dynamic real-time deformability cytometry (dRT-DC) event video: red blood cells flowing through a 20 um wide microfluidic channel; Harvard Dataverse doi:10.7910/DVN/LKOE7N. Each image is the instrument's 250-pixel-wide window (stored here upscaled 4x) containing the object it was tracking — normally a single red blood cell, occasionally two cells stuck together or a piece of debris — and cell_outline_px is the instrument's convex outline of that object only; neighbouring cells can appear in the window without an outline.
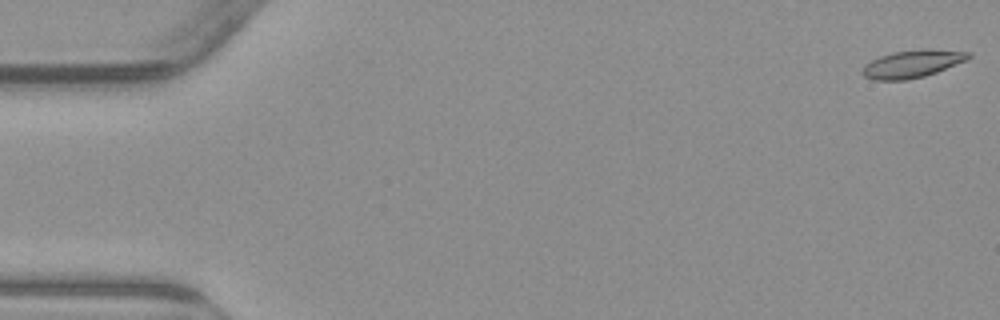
{"species": "common noctule bat (a hibernating species)", "species_latin": "Nyctalus noctula", "temperature_condition": "warm", "stored_images_in_passage": 50, "camera_frame_rate_fps": 3000, "um_per_image_px": 0.085, "animal": {"sex": "male", "body_mass_g": 23.1, "forearm_length_mm": 52.7}, "frame": {"image": 1, "passage_image": 1, "time_ms": 0.0, "image_size_px": [1000, 320], "cell_outline_px": [[972, 56], [968, 60], [936, 72], [924, 76], [908, 80], [872, 80], [864, 76], [860, 72], [864, 64], [880, 56], [892, 52], [920, 48], [928, 48], [972, 52]], "centroid_in_image_um": [77.56, 5.41], "position_along_channel_um": 7.4, "area_um2": 17.46}}
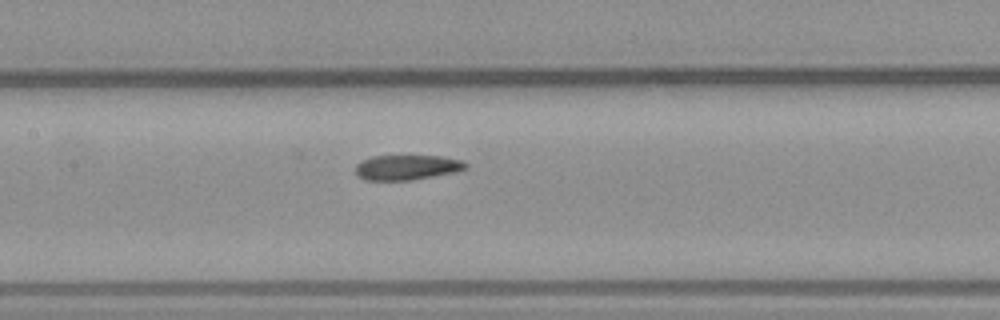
{"frame": {"image": 2, "passage_image": 26, "time_ms": 8.333, "image_size_px": [1000, 320], "cell_outline_px": [[468, 168], [456, 172], [412, 180], [364, 180], [356, 172], [356, 164], [360, 160], [372, 156], [440, 156], [464, 160], [468, 164]], "centroid_in_image_um": [34.62, 14.22], "position_along_channel_um": 172.8, "area_um2": 16.18}}
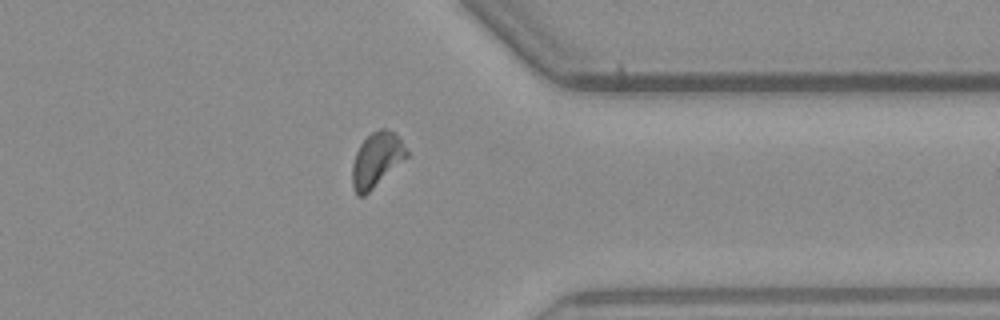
{"frame": {"image": 3, "passage_image": 43, "time_ms": 14.0, "image_size_px": [1000, 320], "cell_outline_px": [[408, 156], [364, 196], [356, 196], [352, 188], [352, 164], [356, 152], [360, 144], [372, 132], [380, 128], [384, 128], [400, 136], [408, 152]], "centroid_in_image_um": [31.99, 13.58], "position_along_channel_um": 379.4, "area_um2": 17.22}}